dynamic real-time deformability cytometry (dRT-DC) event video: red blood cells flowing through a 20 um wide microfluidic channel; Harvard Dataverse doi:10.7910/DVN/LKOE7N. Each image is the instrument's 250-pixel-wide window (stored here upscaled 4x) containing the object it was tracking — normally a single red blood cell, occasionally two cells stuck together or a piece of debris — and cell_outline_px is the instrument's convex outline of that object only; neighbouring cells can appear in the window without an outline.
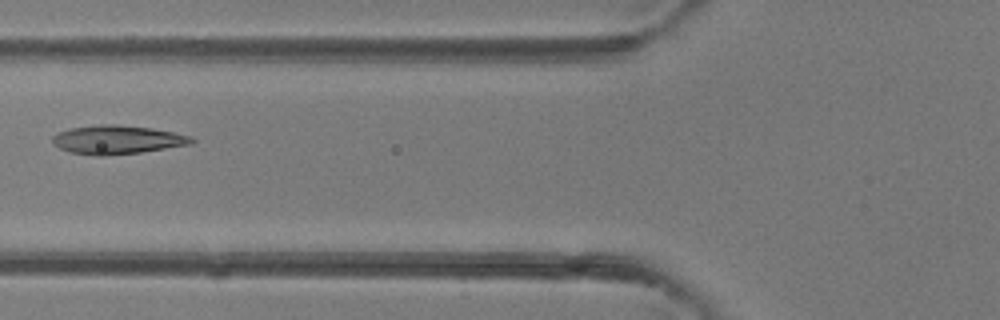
{"species": "common noctule bat (a hibernating species)", "species_latin": "Nyctalus noctula", "temperature_condition": "room temperature", "stored_images_in_passage": 5, "camera_frame_rate_fps": 3000, "um_per_image_px": 0.085, "animal": {"sex": "female"}, "frame": {"image": 1, "passage_image": 5, "time_ms": 4.667, "image_size_px": [1000, 320], "cell_outline_px": [[196, 140], [192, 144], [140, 152], [104, 156], [96, 156], [72, 152], [60, 148], [52, 144], [52, 136], [56, 132], [72, 128], [100, 124], [116, 124], [152, 128], [192, 136]], "centroid_in_image_um": [9.96, 11.87], "position_along_channel_um": 115.8, "area_um2": 23.29}}